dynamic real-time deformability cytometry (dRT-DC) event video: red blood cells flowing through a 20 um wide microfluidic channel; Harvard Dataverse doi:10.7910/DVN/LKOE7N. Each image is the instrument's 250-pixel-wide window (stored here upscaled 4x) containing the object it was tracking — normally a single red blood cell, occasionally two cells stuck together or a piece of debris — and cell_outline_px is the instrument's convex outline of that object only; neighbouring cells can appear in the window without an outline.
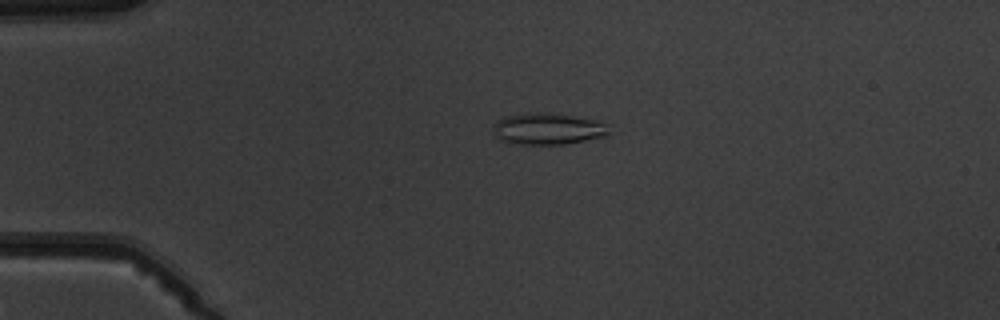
{"species": "common noctule bat (a hibernating species)", "species_latin": "Nyctalus noctula", "temperature_condition": "warm", "stored_images_in_passage": 5, "camera_frame_rate_fps": 3000, "um_per_image_px": 0.085, "animal": {"sex": "male", "body_mass_g": 19.5, "forearm_length_mm": 54.6}, "frame": {"image": 1, "passage_image": 4, "time_ms": 3.333, "image_size_px": [1000, 320], "cell_outline_px": [[608, 136], [564, 144], [520, 144], [500, 140], [492, 132], [492, 124], [496, 120], [504, 116], [528, 112], [548, 112], [600, 120], [604, 124], [608, 132]], "centroid_in_image_um": [46.51, 10.93], "position_along_channel_um": 38.5, "area_um2": 21.56}}